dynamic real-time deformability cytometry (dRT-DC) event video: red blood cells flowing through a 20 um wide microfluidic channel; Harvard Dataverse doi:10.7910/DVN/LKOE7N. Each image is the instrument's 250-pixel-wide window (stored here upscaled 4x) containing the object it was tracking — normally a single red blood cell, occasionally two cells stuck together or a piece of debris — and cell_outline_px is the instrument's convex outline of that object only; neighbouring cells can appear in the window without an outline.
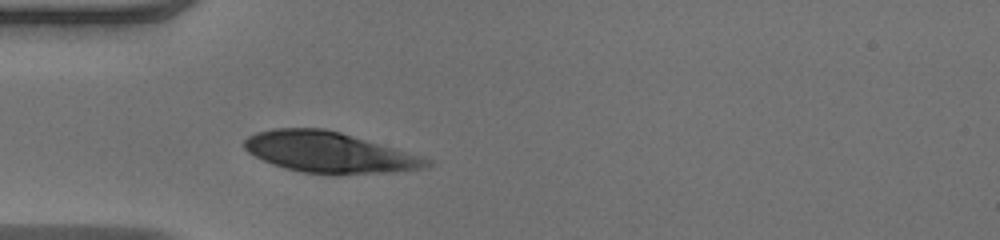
{"species": "human", "species_latin": "Homo sapiens", "temperature_condition": "warm", "stored_images_in_passage": 29, "camera_frame_rate_fps": 3000, "um_per_image_px": 0.085, "donor": {"sex": "male"}, "frame": {"image": 1, "passage_image": 1, "time_ms": 0.0, "image_size_px": [1000, 240], "cell_outline_px": [[432, 164], [424, 168], [396, 172], [336, 176], [300, 172], [284, 168], [272, 164], [248, 152], [244, 148], [244, 140], [248, 136], [256, 132], [272, 128], [324, 128], [340, 132], [420, 156], [432, 160]], "centroid_in_image_um": [27.96, 12.97], "position_along_channel_um": 57.0, "area_um2": 43.64}}
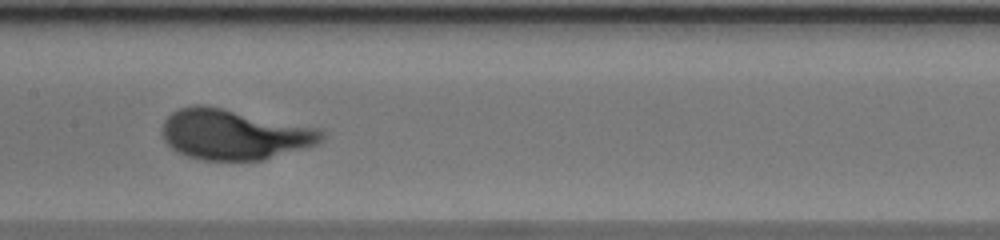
{"frame": {"image": 2, "passage_image": 11, "time_ms": 3.333, "image_size_px": [1000, 240], "cell_outline_px": [[324, 136], [320, 144], [264, 160], [200, 160], [176, 152], [164, 140], [160, 132], [164, 120], [172, 112], [180, 108], [192, 104], [204, 104], [320, 128], [324, 132]], "centroid_in_image_um": [19.9, 11.43], "position_along_channel_um": 187.5, "area_um2": 47.28}}
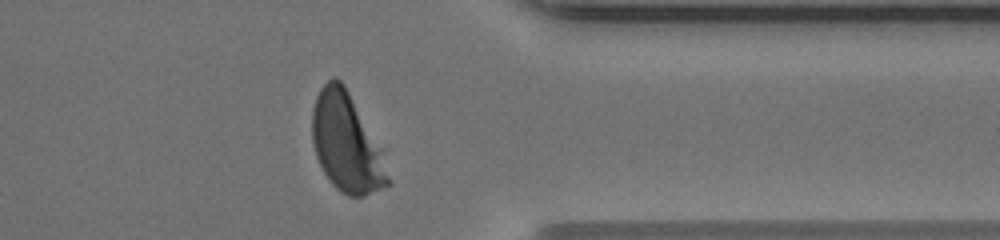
{"frame": {"image": 3, "passage_image": 26, "time_ms": 8.333, "image_size_px": [1000, 240], "cell_outline_px": [[392, 184], [364, 196], [348, 196], [340, 192], [332, 184], [324, 172], [316, 156], [312, 140], [312, 108], [316, 96], [320, 88], [332, 76], [336, 76], [344, 84], [392, 180]], "centroid_in_image_um": [29.37, 12.18], "position_along_channel_um": 382.0, "area_um2": 41.91}, "authors_computed_cell_mechanics": {"area_um2": 45.1418, "velocity_mm_per_s": 4.0664, "shape_relaxation_time_tau1_ms": 2.8076, "shape_relaxation_time_tau2_ms": null, "deformation_change_tau1": 0.183, "deformation_change_tau2": null}}